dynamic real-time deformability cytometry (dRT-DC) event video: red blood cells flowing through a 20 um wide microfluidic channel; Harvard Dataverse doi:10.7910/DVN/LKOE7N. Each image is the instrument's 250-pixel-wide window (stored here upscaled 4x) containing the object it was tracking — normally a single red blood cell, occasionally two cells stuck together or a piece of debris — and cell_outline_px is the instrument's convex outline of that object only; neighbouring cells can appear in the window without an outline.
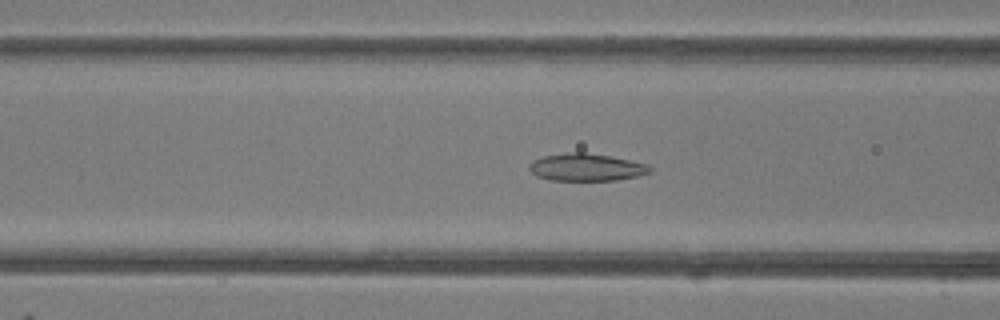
{"species": "common noctule bat (a hibernating species)", "species_latin": "Nyctalus noctula", "temperature_condition": "room temperature", "stored_images_in_passage": 31, "camera_frame_rate_fps": 3000, "um_per_image_px": 0.085, "animal": {"sex": "female"}, "frame": {"image": 1, "passage_image": 10, "time_ms": 3.0, "image_size_px": [1000, 320], "cell_outline_px": [[652, 172], [636, 176], [616, 180], [552, 180], [536, 176], [528, 168], [528, 164], [532, 160], [544, 156], [568, 152], [584, 152], [612, 156], [648, 164], [652, 168]], "centroid_in_image_um": [49.83, 14.21], "position_along_channel_um": 116.8, "area_um2": 19.36}}
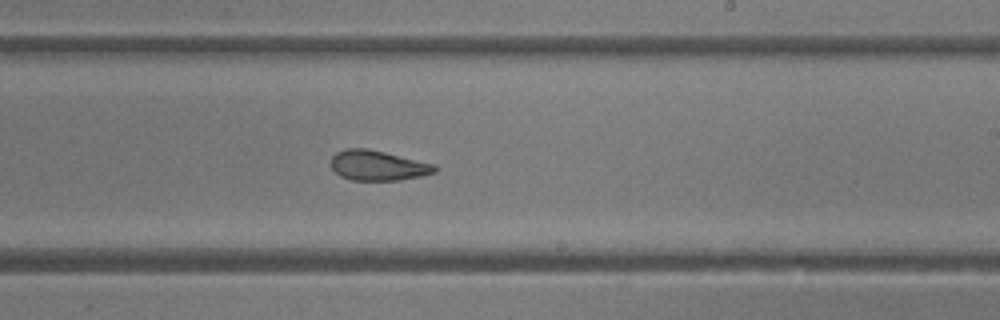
{"frame": {"image": 2, "passage_image": 20, "time_ms": 6.333, "image_size_px": [1000, 320], "cell_outline_px": [[436, 172], [420, 176], [400, 180], [352, 180], [340, 176], [332, 168], [332, 156], [336, 152], [344, 148], [368, 148], [436, 164]], "centroid_in_image_um": [32.12, 14.06], "position_along_channel_um": 256.9, "area_um2": 18.21}}
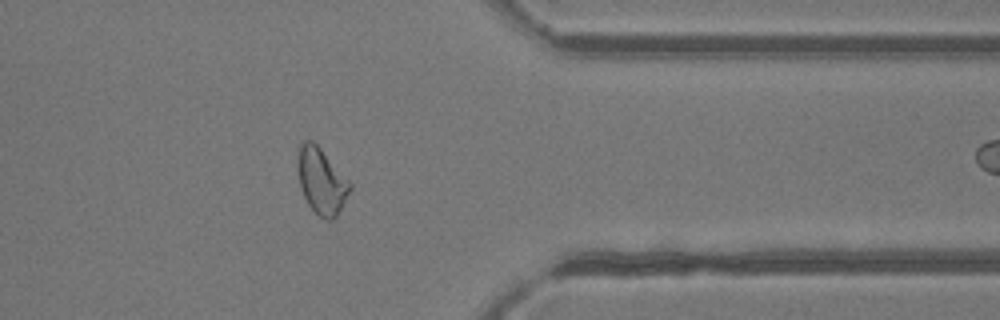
{"frame": {"image": 3, "passage_image": 30, "time_ms": 9.667, "image_size_px": [1000, 320], "cell_outline_px": [[352, 188], [336, 216], [332, 220], [324, 220], [308, 204], [300, 188], [296, 164], [296, 160], [300, 144], [304, 140], [312, 140], [320, 148], [352, 184]], "centroid_in_image_um": [27.3, 15.37], "position_along_channel_um": 384.1, "area_um2": 20.0}}